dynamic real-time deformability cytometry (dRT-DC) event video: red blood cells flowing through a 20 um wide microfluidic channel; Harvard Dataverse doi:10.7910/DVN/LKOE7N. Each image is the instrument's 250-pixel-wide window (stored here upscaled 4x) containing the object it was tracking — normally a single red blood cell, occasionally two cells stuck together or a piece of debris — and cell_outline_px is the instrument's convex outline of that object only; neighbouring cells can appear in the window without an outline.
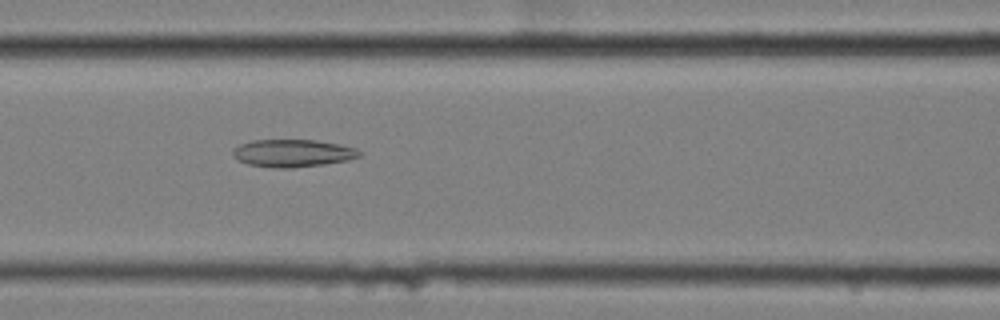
{"species": "common noctule bat (a hibernating species)", "species_latin": "Nyctalus noctula", "temperature_condition": "cold", "stored_images_in_passage": 44, "camera_frame_rate_fps": 3000, "um_per_image_px": 0.085, "animal": {"sex": "female", "body_mass_g": 25.1}, "frame": {"image": 1, "passage_image": 11, "time_ms": 3.333, "image_size_px": [1000, 320], "cell_outline_px": [[360, 156], [348, 160], [324, 164], [292, 168], [272, 168], [248, 164], [240, 160], [232, 152], [232, 148], [240, 144], [252, 140], [316, 140], [340, 144], [356, 148], [360, 152]], "centroid_in_image_um": [24.89, 13.01], "position_along_channel_um": 141.7, "area_um2": 20.29}}
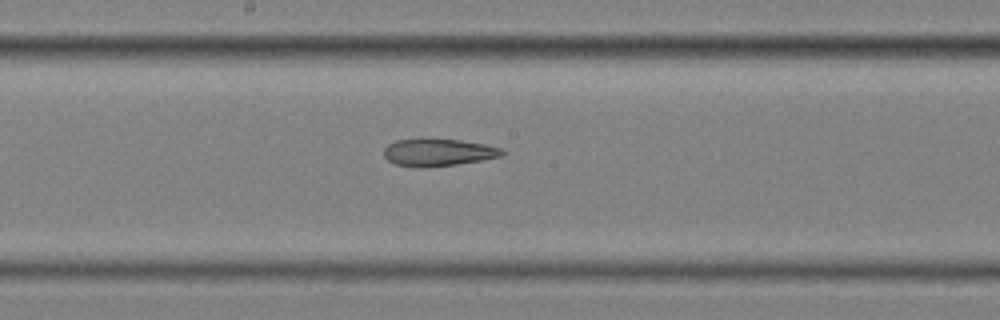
{"frame": {"image": 2, "passage_image": 17, "time_ms": 5.333, "image_size_px": [1000, 320], "cell_outline_px": [[504, 152], [500, 156], [480, 160], [456, 164], [420, 168], [396, 164], [388, 160], [384, 156], [384, 148], [388, 144], [396, 140], [460, 140], [484, 144], [500, 148]], "centroid_in_image_um": [37.21, 12.97], "position_along_channel_um": 211.0, "area_um2": 18.26}}
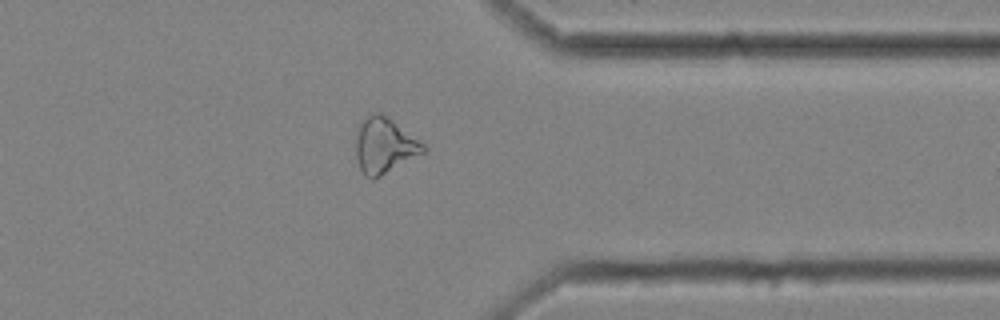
{"frame": {"image": 3, "passage_image": 32, "time_ms": 10.333, "image_size_px": [1000, 320], "cell_outline_px": [[428, 152], [372, 180], [364, 176], [360, 168], [356, 156], [356, 136], [360, 124], [372, 112], [380, 112], [388, 116], [424, 144], [428, 148]], "centroid_in_image_um": [32.71, 12.39], "position_along_channel_um": 378.7, "area_um2": 22.02}, "authors_computed_cell_mechanics": {"area_um2": 21.0103, "velocity_mm_per_s": 3.4744, "shape_relaxation_time_tau1_ms": null, "shape_relaxation_time_tau2_ms": 8.3186, "deformation_change_tau1": null, "deformation_change_tau2": 0.2151}}